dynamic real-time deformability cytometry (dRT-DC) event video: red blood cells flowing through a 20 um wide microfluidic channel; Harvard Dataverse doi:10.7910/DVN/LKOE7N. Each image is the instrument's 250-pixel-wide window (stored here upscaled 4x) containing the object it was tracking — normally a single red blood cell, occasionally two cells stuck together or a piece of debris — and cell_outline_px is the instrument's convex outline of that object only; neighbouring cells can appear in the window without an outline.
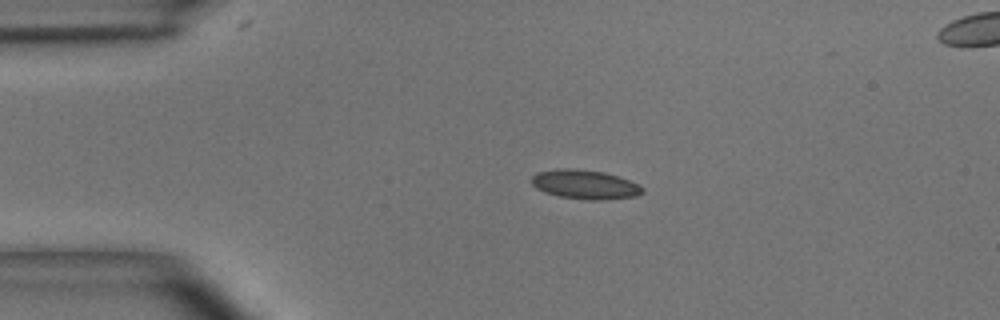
{"species": "common noctule bat (a hibernating species)", "species_latin": "Nyctalus noctula", "temperature_condition": "room temperature", "stored_images_in_passage": 42, "segment_of_instrument_passage": [1, 2], "camera_frame_rate_fps": 3000, "um_per_image_px": 0.085, "animal": {"sex": "male", "body_mass_g": 15.6}, "frame": {"image": 1, "passage_image": 1, "time_ms": 0.0, "image_size_px": [1000, 320], "cell_outline_px": [[644, 192], [636, 196], [608, 200], [588, 200], [560, 196], [544, 192], [536, 188], [532, 184], [532, 176], [536, 172], [556, 168], [572, 168], [604, 172], [620, 176], [644, 188]], "centroid_in_image_um": [49.72, 15.67], "position_along_channel_um": 35.3, "area_um2": 19.02}}
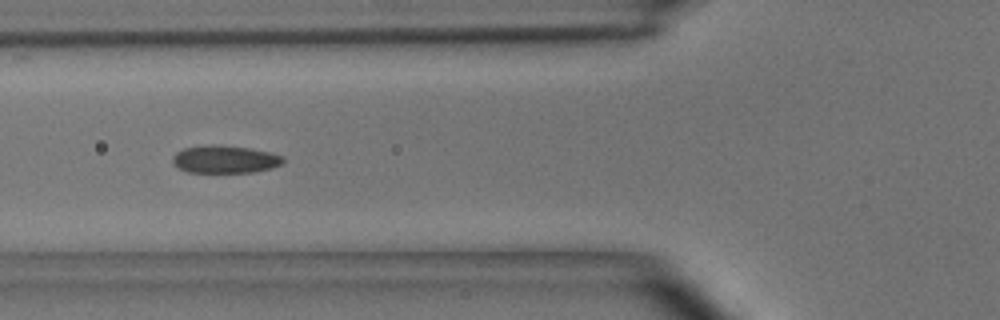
{"frame": {"image": 2, "passage_image": 9, "time_ms": 2.667, "image_size_px": [1000, 320], "cell_outline_px": [[284, 160], [280, 164], [272, 168], [252, 172], [188, 172], [172, 164], [172, 156], [176, 152], [184, 148], [204, 144], [212, 144], [252, 148], [284, 156]], "centroid_in_image_um": [19.09, 13.52], "position_along_channel_um": 106.7, "area_um2": 17.92}}
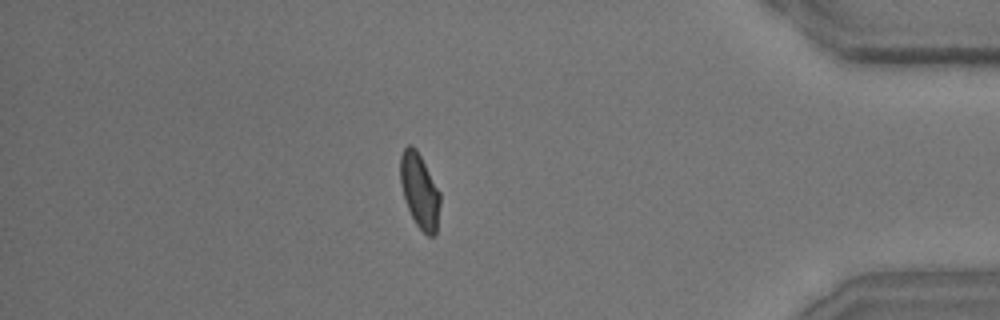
{"frame": {"image": 3, "passage_image": 34, "time_ms": 11.0, "image_size_px": [1000, 320], "cell_outline_px": [[440, 204], [436, 232], [432, 236], [428, 236], [416, 224], [404, 200], [400, 184], [400, 156], [404, 148], [408, 144], [412, 144], [416, 148], [440, 192]], "centroid_in_image_um": [35.65, 16.19], "position_along_channel_um": 399.6, "area_um2": 17.28}}